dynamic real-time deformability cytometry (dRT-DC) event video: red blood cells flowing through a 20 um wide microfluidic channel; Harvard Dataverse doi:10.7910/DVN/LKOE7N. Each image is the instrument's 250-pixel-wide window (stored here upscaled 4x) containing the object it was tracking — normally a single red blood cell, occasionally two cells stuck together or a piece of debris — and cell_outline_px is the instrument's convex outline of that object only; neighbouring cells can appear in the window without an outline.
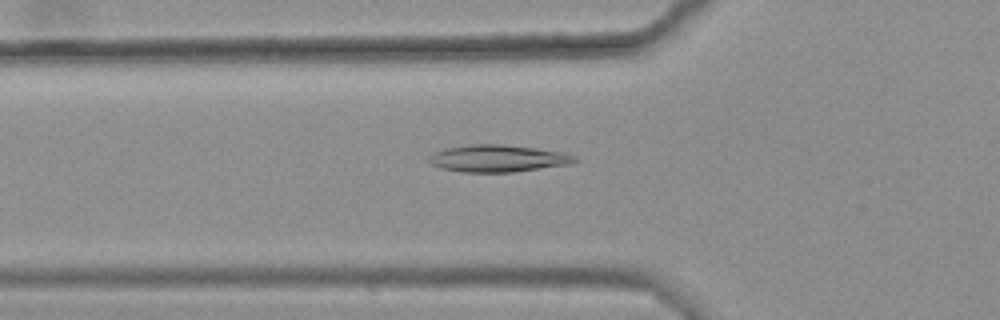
{"species": "common noctule bat (a hibernating species)", "species_latin": "Nyctalus noctula", "temperature_condition": "warm", "stored_images_in_passage": 26, "camera_frame_rate_fps": 3000, "um_per_image_px": 0.085, "animal": {"sex": "female", "body_mass_g": 25.1}, "frame": {"image": 1, "passage_image": 2, "time_ms": 0.333, "image_size_px": [1000, 320], "cell_outline_px": [[580, 160], [572, 164], [512, 172], [460, 172], [440, 168], [428, 164], [428, 156], [432, 152], [448, 148], [472, 144], [504, 144], [564, 152], [576, 156]], "centroid_in_image_um": [42.31, 13.47], "position_along_channel_um": 83.5, "area_um2": 23.29}}
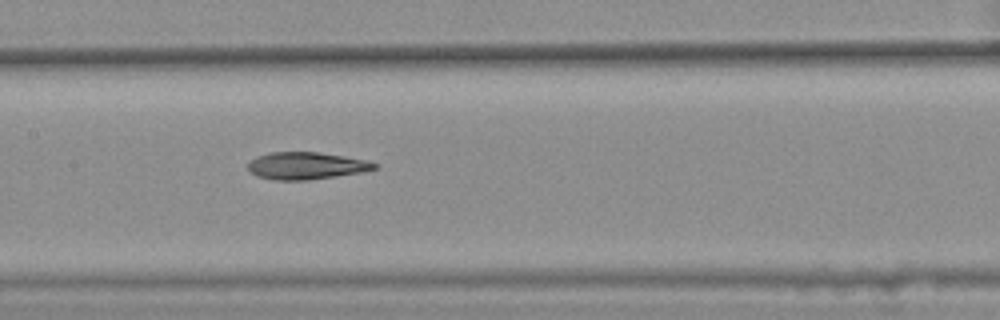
{"frame": {"image": 2, "passage_image": 10, "time_ms": 3.0, "image_size_px": [1000, 320], "cell_outline_px": [[376, 168], [360, 172], [336, 176], [308, 180], [272, 180], [256, 176], [248, 168], [248, 164], [256, 156], [272, 152], [320, 152], [368, 160], [376, 164]], "centroid_in_image_um": [26.0, 14.08], "position_along_channel_um": 181.4, "area_um2": 19.94}}
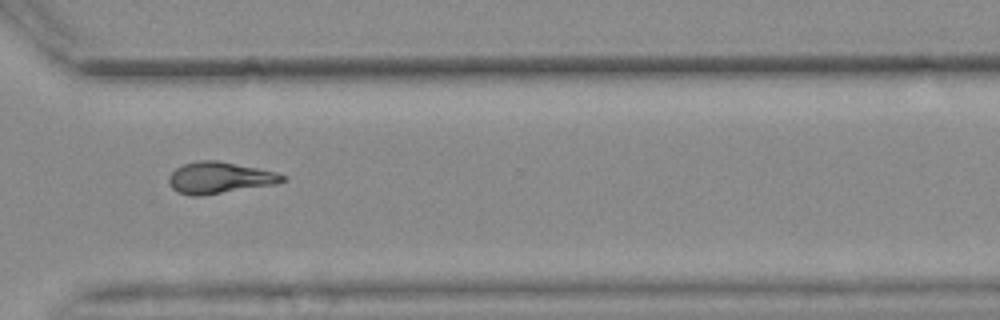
{"frame": {"image": 3, "passage_image": 24, "time_ms": 7.667, "image_size_px": [1000, 320], "cell_outline_px": [[284, 180], [276, 184], [200, 196], [192, 196], [176, 192], [172, 188], [168, 180], [168, 176], [176, 168], [184, 164], [200, 160], [216, 160], [276, 172], [284, 176]], "centroid_in_image_um": [18.61, 15.12], "position_along_channel_um": 352.0, "area_um2": 20.63}}